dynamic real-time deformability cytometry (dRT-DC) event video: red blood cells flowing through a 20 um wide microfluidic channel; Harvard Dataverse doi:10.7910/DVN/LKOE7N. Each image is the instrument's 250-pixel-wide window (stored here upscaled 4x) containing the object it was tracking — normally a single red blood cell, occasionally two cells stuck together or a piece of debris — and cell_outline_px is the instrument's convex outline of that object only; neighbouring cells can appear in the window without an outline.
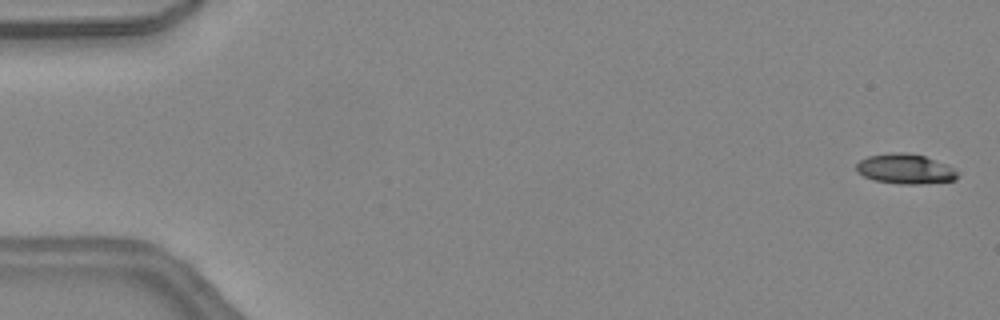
{"species": "common noctule bat (a hibernating species)", "species_latin": "Nyctalus noctula", "temperature_condition": "warm", "stored_images_in_passage": 46, "camera_frame_rate_fps": 3000, "um_per_image_px": 0.085, "animal": {"sex": "female", "body_mass_g": 24.6, "forearm_length_mm": 56.2}, "frame": {"image": 1, "passage_image": 1, "time_ms": 0.0, "image_size_px": [1000, 320], "cell_outline_px": [[960, 176], [956, 180], [920, 184], [900, 184], [876, 180], [864, 176], [856, 172], [856, 164], [860, 160], [868, 156], [892, 152], [904, 152], [924, 156], [948, 164], [960, 172]], "centroid_in_image_um": [76.99, 14.36], "position_along_channel_um": 8.0, "area_um2": 17.86}}
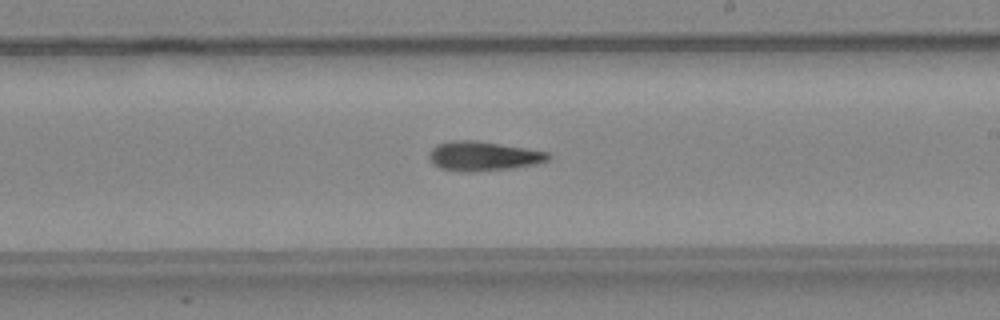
{"frame": {"image": 2, "passage_image": 27, "time_ms": 8.667, "image_size_px": [1000, 320], "cell_outline_px": [[552, 156], [548, 160], [536, 164], [512, 168], [472, 172], [460, 172], [440, 168], [432, 164], [428, 156], [432, 148], [436, 144], [452, 140], [476, 140], [548, 152]], "centroid_in_image_um": [41.04, 13.27], "position_along_channel_um": 248.0, "area_um2": 20.52}}
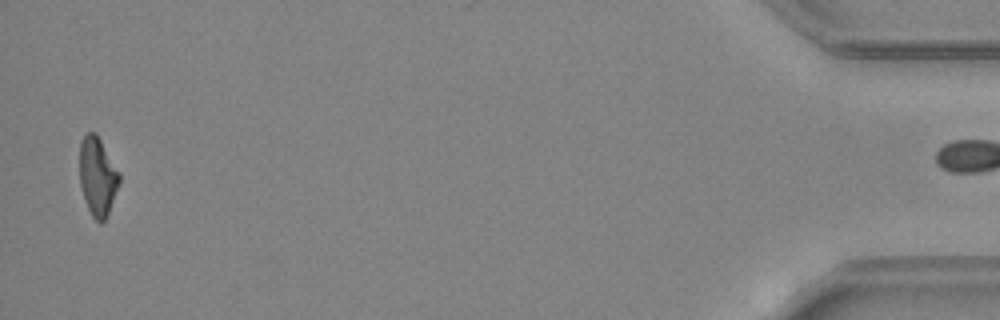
{"frame": {"image": 3, "passage_image": 45, "time_ms": 14.667, "image_size_px": [1000, 320], "cell_outline_px": [[120, 184], [108, 212], [104, 220], [100, 224], [92, 216], [84, 200], [80, 184], [80, 140], [88, 132], [96, 132], [120, 172]], "centroid_in_image_um": [8.3, 14.98], "position_along_channel_um": 426.9, "area_um2": 18.26}}